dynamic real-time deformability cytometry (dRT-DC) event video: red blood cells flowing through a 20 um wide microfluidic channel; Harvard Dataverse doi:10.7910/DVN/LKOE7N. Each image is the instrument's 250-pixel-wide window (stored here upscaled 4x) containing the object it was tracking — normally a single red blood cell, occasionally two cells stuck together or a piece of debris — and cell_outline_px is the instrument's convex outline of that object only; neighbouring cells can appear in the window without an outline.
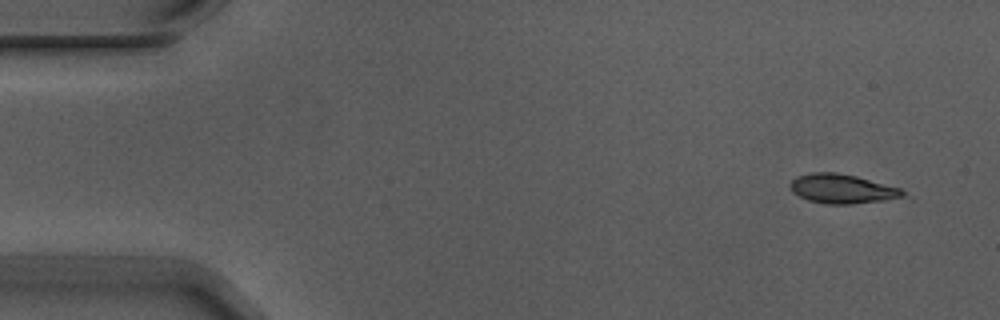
{"species": "Egyptian fruit bat (a non-hibernating species)", "species_latin": "Rousettus aegyptiacus", "temperature_condition": "warm", "stored_images_in_passage": 5, "camera_frame_rate_fps": 3000, "um_per_image_px": 0.085, "animal": {"sex": "male"}, "frame": {"image": 1, "passage_image": 1, "time_ms": 0.0, "image_size_px": [1000, 320], "cell_outline_px": [[904, 196], [884, 200], [852, 204], [828, 204], [808, 200], [792, 192], [788, 184], [796, 176], [812, 172], [836, 172], [856, 176], [900, 188], [904, 192]], "centroid_in_image_um": [71.52, 16.04], "position_along_channel_um": 13.5, "area_um2": 19.13}}
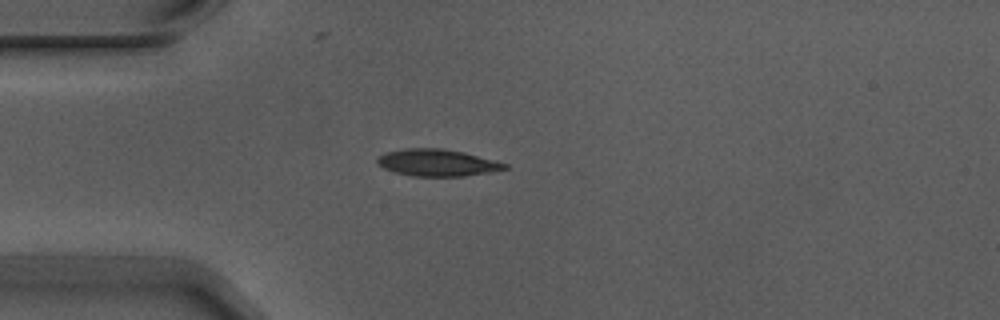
{"frame": {"image": 2, "passage_image": 4, "time_ms": 1.0, "image_size_px": [1000, 320], "cell_outline_px": [[508, 168], [488, 172], [464, 176], [412, 176], [396, 172], [384, 168], [376, 164], [376, 160], [380, 156], [388, 152], [408, 148], [440, 148], [464, 152], [508, 164]], "centroid_in_image_um": [37.16, 13.83], "position_along_channel_um": 47.8, "area_um2": 19.71}}